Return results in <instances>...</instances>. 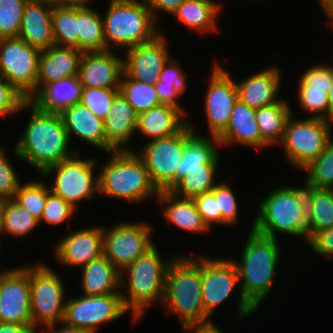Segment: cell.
Listing matches in <instances>:
<instances>
[{"instance_id": "obj_60", "label": "cell", "mask_w": 333, "mask_h": 333, "mask_svg": "<svg viewBox=\"0 0 333 333\" xmlns=\"http://www.w3.org/2000/svg\"><path fill=\"white\" fill-rule=\"evenodd\" d=\"M4 206H5V200L0 199V236H2V230H3Z\"/></svg>"}, {"instance_id": "obj_15", "label": "cell", "mask_w": 333, "mask_h": 333, "mask_svg": "<svg viewBox=\"0 0 333 333\" xmlns=\"http://www.w3.org/2000/svg\"><path fill=\"white\" fill-rule=\"evenodd\" d=\"M211 67L204 98V113L210 136L218 137L227 127L238 101L236 80L215 61Z\"/></svg>"}, {"instance_id": "obj_8", "label": "cell", "mask_w": 333, "mask_h": 333, "mask_svg": "<svg viewBox=\"0 0 333 333\" xmlns=\"http://www.w3.org/2000/svg\"><path fill=\"white\" fill-rule=\"evenodd\" d=\"M97 159L80 158L78 151L60 163L47 168L41 175L46 180L54 176L50 190L69 202L78 210L79 202L88 201L99 196ZM95 172V173H94Z\"/></svg>"}, {"instance_id": "obj_5", "label": "cell", "mask_w": 333, "mask_h": 333, "mask_svg": "<svg viewBox=\"0 0 333 333\" xmlns=\"http://www.w3.org/2000/svg\"><path fill=\"white\" fill-rule=\"evenodd\" d=\"M253 230L278 239L277 233L303 237L307 243L306 185L277 187L259 202L253 216Z\"/></svg>"}, {"instance_id": "obj_29", "label": "cell", "mask_w": 333, "mask_h": 333, "mask_svg": "<svg viewBox=\"0 0 333 333\" xmlns=\"http://www.w3.org/2000/svg\"><path fill=\"white\" fill-rule=\"evenodd\" d=\"M156 198L168 223L192 234H205L211 231L198 212L193 198L177 196L170 190L159 191Z\"/></svg>"}, {"instance_id": "obj_11", "label": "cell", "mask_w": 333, "mask_h": 333, "mask_svg": "<svg viewBox=\"0 0 333 333\" xmlns=\"http://www.w3.org/2000/svg\"><path fill=\"white\" fill-rule=\"evenodd\" d=\"M188 123L179 133L146 142L135 153L143 161L152 184L158 191L171 190L176 184V169L185 150V142L196 132L197 126Z\"/></svg>"}, {"instance_id": "obj_42", "label": "cell", "mask_w": 333, "mask_h": 333, "mask_svg": "<svg viewBox=\"0 0 333 333\" xmlns=\"http://www.w3.org/2000/svg\"><path fill=\"white\" fill-rule=\"evenodd\" d=\"M304 184L317 189H333V138L322 154L303 169Z\"/></svg>"}, {"instance_id": "obj_19", "label": "cell", "mask_w": 333, "mask_h": 333, "mask_svg": "<svg viewBox=\"0 0 333 333\" xmlns=\"http://www.w3.org/2000/svg\"><path fill=\"white\" fill-rule=\"evenodd\" d=\"M95 226L72 231L68 222V235L58 240L53 249L61 265L82 268L103 255V226Z\"/></svg>"}, {"instance_id": "obj_57", "label": "cell", "mask_w": 333, "mask_h": 333, "mask_svg": "<svg viewBox=\"0 0 333 333\" xmlns=\"http://www.w3.org/2000/svg\"><path fill=\"white\" fill-rule=\"evenodd\" d=\"M318 4L329 20L333 16V0H318Z\"/></svg>"}, {"instance_id": "obj_54", "label": "cell", "mask_w": 333, "mask_h": 333, "mask_svg": "<svg viewBox=\"0 0 333 333\" xmlns=\"http://www.w3.org/2000/svg\"><path fill=\"white\" fill-rule=\"evenodd\" d=\"M59 324L62 325L60 328L59 327L57 328L58 324H55L45 329H41L42 332H37V333H87L84 330L78 329L74 326L67 325L64 322H60Z\"/></svg>"}, {"instance_id": "obj_52", "label": "cell", "mask_w": 333, "mask_h": 333, "mask_svg": "<svg viewBox=\"0 0 333 333\" xmlns=\"http://www.w3.org/2000/svg\"><path fill=\"white\" fill-rule=\"evenodd\" d=\"M185 0H149L148 8L150 9L153 18L156 22H158V16L163 12L166 14L173 15V13L177 10V8L184 2Z\"/></svg>"}, {"instance_id": "obj_53", "label": "cell", "mask_w": 333, "mask_h": 333, "mask_svg": "<svg viewBox=\"0 0 333 333\" xmlns=\"http://www.w3.org/2000/svg\"><path fill=\"white\" fill-rule=\"evenodd\" d=\"M0 333H37V330L32 325L0 322Z\"/></svg>"}, {"instance_id": "obj_17", "label": "cell", "mask_w": 333, "mask_h": 333, "mask_svg": "<svg viewBox=\"0 0 333 333\" xmlns=\"http://www.w3.org/2000/svg\"><path fill=\"white\" fill-rule=\"evenodd\" d=\"M235 264L230 258H211L202 255V299L206 315L212 318L214 310L240 289Z\"/></svg>"}, {"instance_id": "obj_23", "label": "cell", "mask_w": 333, "mask_h": 333, "mask_svg": "<svg viewBox=\"0 0 333 333\" xmlns=\"http://www.w3.org/2000/svg\"><path fill=\"white\" fill-rule=\"evenodd\" d=\"M70 142L76 135L84 143L107 152L115 151L106 140L104 121L81 103L72 105L61 114Z\"/></svg>"}, {"instance_id": "obj_27", "label": "cell", "mask_w": 333, "mask_h": 333, "mask_svg": "<svg viewBox=\"0 0 333 333\" xmlns=\"http://www.w3.org/2000/svg\"><path fill=\"white\" fill-rule=\"evenodd\" d=\"M137 118L132 105L119 92L104 119L106 140L115 151L133 150L128 144L135 136Z\"/></svg>"}, {"instance_id": "obj_49", "label": "cell", "mask_w": 333, "mask_h": 333, "mask_svg": "<svg viewBox=\"0 0 333 333\" xmlns=\"http://www.w3.org/2000/svg\"><path fill=\"white\" fill-rule=\"evenodd\" d=\"M27 99L6 79L0 77V117L15 115L26 109Z\"/></svg>"}, {"instance_id": "obj_37", "label": "cell", "mask_w": 333, "mask_h": 333, "mask_svg": "<svg viewBox=\"0 0 333 333\" xmlns=\"http://www.w3.org/2000/svg\"><path fill=\"white\" fill-rule=\"evenodd\" d=\"M90 5H78V49L83 53L105 51L102 14Z\"/></svg>"}, {"instance_id": "obj_4", "label": "cell", "mask_w": 333, "mask_h": 333, "mask_svg": "<svg viewBox=\"0 0 333 333\" xmlns=\"http://www.w3.org/2000/svg\"><path fill=\"white\" fill-rule=\"evenodd\" d=\"M175 257L165 259L154 245L120 272V288H125V293L121 291L123 304L133 322L142 318L153 303L162 305L167 270Z\"/></svg>"}, {"instance_id": "obj_9", "label": "cell", "mask_w": 333, "mask_h": 333, "mask_svg": "<svg viewBox=\"0 0 333 333\" xmlns=\"http://www.w3.org/2000/svg\"><path fill=\"white\" fill-rule=\"evenodd\" d=\"M32 327L47 328L63 322L65 286L54 269L39 262L28 265ZM45 326V327H44Z\"/></svg>"}, {"instance_id": "obj_6", "label": "cell", "mask_w": 333, "mask_h": 333, "mask_svg": "<svg viewBox=\"0 0 333 333\" xmlns=\"http://www.w3.org/2000/svg\"><path fill=\"white\" fill-rule=\"evenodd\" d=\"M109 158L99 170V197L108 196L132 204L157 197L158 190L152 184L141 158L133 150L108 152Z\"/></svg>"}, {"instance_id": "obj_59", "label": "cell", "mask_w": 333, "mask_h": 333, "mask_svg": "<svg viewBox=\"0 0 333 333\" xmlns=\"http://www.w3.org/2000/svg\"><path fill=\"white\" fill-rule=\"evenodd\" d=\"M124 4H133V5H141L144 7H148L149 0H115Z\"/></svg>"}, {"instance_id": "obj_41", "label": "cell", "mask_w": 333, "mask_h": 333, "mask_svg": "<svg viewBox=\"0 0 333 333\" xmlns=\"http://www.w3.org/2000/svg\"><path fill=\"white\" fill-rule=\"evenodd\" d=\"M39 225V220L13 199L5 200L2 235L7 233L13 238H22L29 236Z\"/></svg>"}, {"instance_id": "obj_46", "label": "cell", "mask_w": 333, "mask_h": 333, "mask_svg": "<svg viewBox=\"0 0 333 333\" xmlns=\"http://www.w3.org/2000/svg\"><path fill=\"white\" fill-rule=\"evenodd\" d=\"M75 212H77L75 207L50 190L47 194L45 208L39 220V224L45 222L50 226H59L66 222V220L71 221L70 218Z\"/></svg>"}, {"instance_id": "obj_56", "label": "cell", "mask_w": 333, "mask_h": 333, "mask_svg": "<svg viewBox=\"0 0 333 333\" xmlns=\"http://www.w3.org/2000/svg\"><path fill=\"white\" fill-rule=\"evenodd\" d=\"M52 5H86L92 0H48Z\"/></svg>"}, {"instance_id": "obj_58", "label": "cell", "mask_w": 333, "mask_h": 333, "mask_svg": "<svg viewBox=\"0 0 333 333\" xmlns=\"http://www.w3.org/2000/svg\"><path fill=\"white\" fill-rule=\"evenodd\" d=\"M329 121L333 122V80L328 92Z\"/></svg>"}, {"instance_id": "obj_47", "label": "cell", "mask_w": 333, "mask_h": 333, "mask_svg": "<svg viewBox=\"0 0 333 333\" xmlns=\"http://www.w3.org/2000/svg\"><path fill=\"white\" fill-rule=\"evenodd\" d=\"M228 182H218L214 186V195L218 199L219 210H221V225H234L238 222L239 204L232 185Z\"/></svg>"}, {"instance_id": "obj_45", "label": "cell", "mask_w": 333, "mask_h": 333, "mask_svg": "<svg viewBox=\"0 0 333 333\" xmlns=\"http://www.w3.org/2000/svg\"><path fill=\"white\" fill-rule=\"evenodd\" d=\"M119 88H88L83 87L80 103L88 107L99 119L103 120L112 106Z\"/></svg>"}, {"instance_id": "obj_31", "label": "cell", "mask_w": 333, "mask_h": 333, "mask_svg": "<svg viewBox=\"0 0 333 333\" xmlns=\"http://www.w3.org/2000/svg\"><path fill=\"white\" fill-rule=\"evenodd\" d=\"M81 272L83 295L121 294L120 272L104 255L87 263Z\"/></svg>"}, {"instance_id": "obj_63", "label": "cell", "mask_w": 333, "mask_h": 333, "mask_svg": "<svg viewBox=\"0 0 333 333\" xmlns=\"http://www.w3.org/2000/svg\"><path fill=\"white\" fill-rule=\"evenodd\" d=\"M0 240H1V238H0ZM1 244H2V241H0V250L2 249V248H1V247H2Z\"/></svg>"}, {"instance_id": "obj_62", "label": "cell", "mask_w": 333, "mask_h": 333, "mask_svg": "<svg viewBox=\"0 0 333 333\" xmlns=\"http://www.w3.org/2000/svg\"><path fill=\"white\" fill-rule=\"evenodd\" d=\"M0 269H1V267H0ZM5 272H6V270H4V269H3L2 271L0 270V278L2 277V275H3Z\"/></svg>"}, {"instance_id": "obj_12", "label": "cell", "mask_w": 333, "mask_h": 333, "mask_svg": "<svg viewBox=\"0 0 333 333\" xmlns=\"http://www.w3.org/2000/svg\"><path fill=\"white\" fill-rule=\"evenodd\" d=\"M41 50L19 37L0 38V77L29 100L36 93Z\"/></svg>"}, {"instance_id": "obj_2", "label": "cell", "mask_w": 333, "mask_h": 333, "mask_svg": "<svg viewBox=\"0 0 333 333\" xmlns=\"http://www.w3.org/2000/svg\"><path fill=\"white\" fill-rule=\"evenodd\" d=\"M30 109L25 131L12 147L15 157L25 161L41 175L47 168L77 152L70 148V139L63 119L57 113H45L28 100Z\"/></svg>"}, {"instance_id": "obj_32", "label": "cell", "mask_w": 333, "mask_h": 333, "mask_svg": "<svg viewBox=\"0 0 333 333\" xmlns=\"http://www.w3.org/2000/svg\"><path fill=\"white\" fill-rule=\"evenodd\" d=\"M221 5L214 0H185L172 16L192 31L215 33Z\"/></svg>"}, {"instance_id": "obj_22", "label": "cell", "mask_w": 333, "mask_h": 333, "mask_svg": "<svg viewBox=\"0 0 333 333\" xmlns=\"http://www.w3.org/2000/svg\"><path fill=\"white\" fill-rule=\"evenodd\" d=\"M281 73L279 67L270 65L244 77V80L236 82L238 99L255 109L279 102L282 99L277 97L282 85Z\"/></svg>"}, {"instance_id": "obj_39", "label": "cell", "mask_w": 333, "mask_h": 333, "mask_svg": "<svg viewBox=\"0 0 333 333\" xmlns=\"http://www.w3.org/2000/svg\"><path fill=\"white\" fill-rule=\"evenodd\" d=\"M218 166L219 164H203V169L188 170L170 191L184 198H194L211 191L218 183L215 181Z\"/></svg>"}, {"instance_id": "obj_38", "label": "cell", "mask_w": 333, "mask_h": 333, "mask_svg": "<svg viewBox=\"0 0 333 333\" xmlns=\"http://www.w3.org/2000/svg\"><path fill=\"white\" fill-rule=\"evenodd\" d=\"M54 44L78 49V5H53Z\"/></svg>"}, {"instance_id": "obj_25", "label": "cell", "mask_w": 333, "mask_h": 333, "mask_svg": "<svg viewBox=\"0 0 333 333\" xmlns=\"http://www.w3.org/2000/svg\"><path fill=\"white\" fill-rule=\"evenodd\" d=\"M82 55L77 48L55 44L41 50L36 92L47 83L78 75Z\"/></svg>"}, {"instance_id": "obj_36", "label": "cell", "mask_w": 333, "mask_h": 333, "mask_svg": "<svg viewBox=\"0 0 333 333\" xmlns=\"http://www.w3.org/2000/svg\"><path fill=\"white\" fill-rule=\"evenodd\" d=\"M292 111L289 103L283 99L272 105L256 109L255 116L261 137L270 147L282 141Z\"/></svg>"}, {"instance_id": "obj_24", "label": "cell", "mask_w": 333, "mask_h": 333, "mask_svg": "<svg viewBox=\"0 0 333 333\" xmlns=\"http://www.w3.org/2000/svg\"><path fill=\"white\" fill-rule=\"evenodd\" d=\"M52 9L49 1L28 0L18 37L40 50L53 46Z\"/></svg>"}, {"instance_id": "obj_33", "label": "cell", "mask_w": 333, "mask_h": 333, "mask_svg": "<svg viewBox=\"0 0 333 333\" xmlns=\"http://www.w3.org/2000/svg\"><path fill=\"white\" fill-rule=\"evenodd\" d=\"M221 144L214 136L205 137L194 133L186 142L179 169H176V183L187 174L188 170L203 169V164H219L220 152L216 148Z\"/></svg>"}, {"instance_id": "obj_35", "label": "cell", "mask_w": 333, "mask_h": 333, "mask_svg": "<svg viewBox=\"0 0 333 333\" xmlns=\"http://www.w3.org/2000/svg\"><path fill=\"white\" fill-rule=\"evenodd\" d=\"M307 242L318 231L333 228V189L306 186Z\"/></svg>"}, {"instance_id": "obj_40", "label": "cell", "mask_w": 333, "mask_h": 333, "mask_svg": "<svg viewBox=\"0 0 333 333\" xmlns=\"http://www.w3.org/2000/svg\"><path fill=\"white\" fill-rule=\"evenodd\" d=\"M119 92L132 105L137 114L160 105L154 83L147 84L135 81L125 72L121 78Z\"/></svg>"}, {"instance_id": "obj_55", "label": "cell", "mask_w": 333, "mask_h": 333, "mask_svg": "<svg viewBox=\"0 0 333 333\" xmlns=\"http://www.w3.org/2000/svg\"><path fill=\"white\" fill-rule=\"evenodd\" d=\"M216 325L217 324H214L213 322L208 325L190 326L183 329L182 331L185 330L184 333H223L222 329Z\"/></svg>"}, {"instance_id": "obj_28", "label": "cell", "mask_w": 333, "mask_h": 333, "mask_svg": "<svg viewBox=\"0 0 333 333\" xmlns=\"http://www.w3.org/2000/svg\"><path fill=\"white\" fill-rule=\"evenodd\" d=\"M83 86L79 76H69L42 86L28 101L45 113L61 114L81 101Z\"/></svg>"}, {"instance_id": "obj_18", "label": "cell", "mask_w": 333, "mask_h": 333, "mask_svg": "<svg viewBox=\"0 0 333 333\" xmlns=\"http://www.w3.org/2000/svg\"><path fill=\"white\" fill-rule=\"evenodd\" d=\"M165 38L161 31L151 41L124 50V72L138 82H157L164 64L172 57Z\"/></svg>"}, {"instance_id": "obj_3", "label": "cell", "mask_w": 333, "mask_h": 333, "mask_svg": "<svg viewBox=\"0 0 333 333\" xmlns=\"http://www.w3.org/2000/svg\"><path fill=\"white\" fill-rule=\"evenodd\" d=\"M161 306L179 319L182 329L214 322L202 299V255H177L169 264Z\"/></svg>"}, {"instance_id": "obj_10", "label": "cell", "mask_w": 333, "mask_h": 333, "mask_svg": "<svg viewBox=\"0 0 333 333\" xmlns=\"http://www.w3.org/2000/svg\"><path fill=\"white\" fill-rule=\"evenodd\" d=\"M294 116L293 111L279 146L283 147L284 158L292 166L303 170L322 154L327 143L333 138L330 129L333 122L307 116L299 120Z\"/></svg>"}, {"instance_id": "obj_30", "label": "cell", "mask_w": 333, "mask_h": 333, "mask_svg": "<svg viewBox=\"0 0 333 333\" xmlns=\"http://www.w3.org/2000/svg\"><path fill=\"white\" fill-rule=\"evenodd\" d=\"M186 117L179 108L160 104L138 114L136 132L150 140L171 137L189 123Z\"/></svg>"}, {"instance_id": "obj_44", "label": "cell", "mask_w": 333, "mask_h": 333, "mask_svg": "<svg viewBox=\"0 0 333 333\" xmlns=\"http://www.w3.org/2000/svg\"><path fill=\"white\" fill-rule=\"evenodd\" d=\"M28 0H0V38L18 37Z\"/></svg>"}, {"instance_id": "obj_26", "label": "cell", "mask_w": 333, "mask_h": 333, "mask_svg": "<svg viewBox=\"0 0 333 333\" xmlns=\"http://www.w3.org/2000/svg\"><path fill=\"white\" fill-rule=\"evenodd\" d=\"M256 109L241 102L235 103L226 129L217 137L221 147L234 143L253 148L270 147L261 137L256 121Z\"/></svg>"}, {"instance_id": "obj_14", "label": "cell", "mask_w": 333, "mask_h": 333, "mask_svg": "<svg viewBox=\"0 0 333 333\" xmlns=\"http://www.w3.org/2000/svg\"><path fill=\"white\" fill-rule=\"evenodd\" d=\"M127 312L121 294L82 295L66 299L63 322L87 333H97L102 324Z\"/></svg>"}, {"instance_id": "obj_34", "label": "cell", "mask_w": 333, "mask_h": 333, "mask_svg": "<svg viewBox=\"0 0 333 333\" xmlns=\"http://www.w3.org/2000/svg\"><path fill=\"white\" fill-rule=\"evenodd\" d=\"M187 74L176 58H169L164 64L158 81L154 83L160 104L179 108L187 117V110L181 107L179 99L187 90Z\"/></svg>"}, {"instance_id": "obj_16", "label": "cell", "mask_w": 333, "mask_h": 333, "mask_svg": "<svg viewBox=\"0 0 333 333\" xmlns=\"http://www.w3.org/2000/svg\"><path fill=\"white\" fill-rule=\"evenodd\" d=\"M0 322L32 325L28 264L6 268L0 278Z\"/></svg>"}, {"instance_id": "obj_7", "label": "cell", "mask_w": 333, "mask_h": 333, "mask_svg": "<svg viewBox=\"0 0 333 333\" xmlns=\"http://www.w3.org/2000/svg\"><path fill=\"white\" fill-rule=\"evenodd\" d=\"M102 18L105 51L147 43L161 33L150 9L141 5L110 0Z\"/></svg>"}, {"instance_id": "obj_13", "label": "cell", "mask_w": 333, "mask_h": 333, "mask_svg": "<svg viewBox=\"0 0 333 333\" xmlns=\"http://www.w3.org/2000/svg\"><path fill=\"white\" fill-rule=\"evenodd\" d=\"M106 229L103 226V255L119 272L155 245L149 223L122 222Z\"/></svg>"}, {"instance_id": "obj_51", "label": "cell", "mask_w": 333, "mask_h": 333, "mask_svg": "<svg viewBox=\"0 0 333 333\" xmlns=\"http://www.w3.org/2000/svg\"><path fill=\"white\" fill-rule=\"evenodd\" d=\"M307 244L318 256L333 258V228L316 232Z\"/></svg>"}, {"instance_id": "obj_21", "label": "cell", "mask_w": 333, "mask_h": 333, "mask_svg": "<svg viewBox=\"0 0 333 333\" xmlns=\"http://www.w3.org/2000/svg\"><path fill=\"white\" fill-rule=\"evenodd\" d=\"M123 73V57L106 50L83 53L78 76L83 87L119 88Z\"/></svg>"}, {"instance_id": "obj_1", "label": "cell", "mask_w": 333, "mask_h": 333, "mask_svg": "<svg viewBox=\"0 0 333 333\" xmlns=\"http://www.w3.org/2000/svg\"><path fill=\"white\" fill-rule=\"evenodd\" d=\"M246 238L240 261L230 258L235 264L240 284L236 312L239 319L256 312L273 289L282 253L280 240L255 232L253 224Z\"/></svg>"}, {"instance_id": "obj_48", "label": "cell", "mask_w": 333, "mask_h": 333, "mask_svg": "<svg viewBox=\"0 0 333 333\" xmlns=\"http://www.w3.org/2000/svg\"><path fill=\"white\" fill-rule=\"evenodd\" d=\"M5 148L0 147V199L10 200L15 196V192L21 183L16 169L6 154Z\"/></svg>"}, {"instance_id": "obj_20", "label": "cell", "mask_w": 333, "mask_h": 333, "mask_svg": "<svg viewBox=\"0 0 333 333\" xmlns=\"http://www.w3.org/2000/svg\"><path fill=\"white\" fill-rule=\"evenodd\" d=\"M298 80V107L311 114L309 118L329 121L328 92L333 80V65H314L305 70Z\"/></svg>"}, {"instance_id": "obj_50", "label": "cell", "mask_w": 333, "mask_h": 333, "mask_svg": "<svg viewBox=\"0 0 333 333\" xmlns=\"http://www.w3.org/2000/svg\"><path fill=\"white\" fill-rule=\"evenodd\" d=\"M193 200L203 221L210 230H212L213 224H221V210H219L218 199L214 195V188L211 191L195 196Z\"/></svg>"}, {"instance_id": "obj_61", "label": "cell", "mask_w": 333, "mask_h": 333, "mask_svg": "<svg viewBox=\"0 0 333 333\" xmlns=\"http://www.w3.org/2000/svg\"><path fill=\"white\" fill-rule=\"evenodd\" d=\"M328 25H330L332 27L333 30V16L328 20Z\"/></svg>"}, {"instance_id": "obj_43", "label": "cell", "mask_w": 333, "mask_h": 333, "mask_svg": "<svg viewBox=\"0 0 333 333\" xmlns=\"http://www.w3.org/2000/svg\"><path fill=\"white\" fill-rule=\"evenodd\" d=\"M41 181L20 183L13 200L26 209L32 216L40 220L45 208L49 185Z\"/></svg>"}]
</instances>
